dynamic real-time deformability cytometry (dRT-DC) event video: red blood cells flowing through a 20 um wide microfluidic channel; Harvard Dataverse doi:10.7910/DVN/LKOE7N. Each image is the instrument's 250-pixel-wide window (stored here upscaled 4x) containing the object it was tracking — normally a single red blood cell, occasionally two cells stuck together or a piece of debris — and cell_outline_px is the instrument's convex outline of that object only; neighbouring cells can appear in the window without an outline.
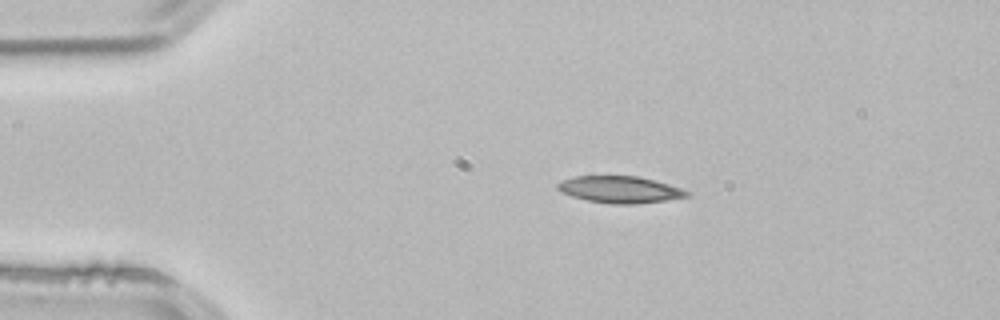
{"species": "common noctule bat (a hibernating species)", "species_latin": "Nyctalus noctula", "temperature_condition": "room temperature", "stored_images_in_passage": 2, "camera_frame_rate_fps": 3000, "um_per_image_px": 0.085, "animal": {"sex": "male", "body_mass_g": 21.5, "forearm_length_mm": 52.0}, "frame": {"image": 1, "passage_image": 1, "time_ms": 0.0, "image_size_px": [1000, 320], "cell_outline_px": [[692, 196], [664, 200], [632, 204], [612, 204], [588, 200], [572, 196], [556, 188], [556, 184], [564, 180], [576, 176], [640, 176], [668, 184], [692, 192]], "centroid_in_image_um": [52.74, 16.11], "position_along_channel_um": 32.3, "area_um2": 20.0}}